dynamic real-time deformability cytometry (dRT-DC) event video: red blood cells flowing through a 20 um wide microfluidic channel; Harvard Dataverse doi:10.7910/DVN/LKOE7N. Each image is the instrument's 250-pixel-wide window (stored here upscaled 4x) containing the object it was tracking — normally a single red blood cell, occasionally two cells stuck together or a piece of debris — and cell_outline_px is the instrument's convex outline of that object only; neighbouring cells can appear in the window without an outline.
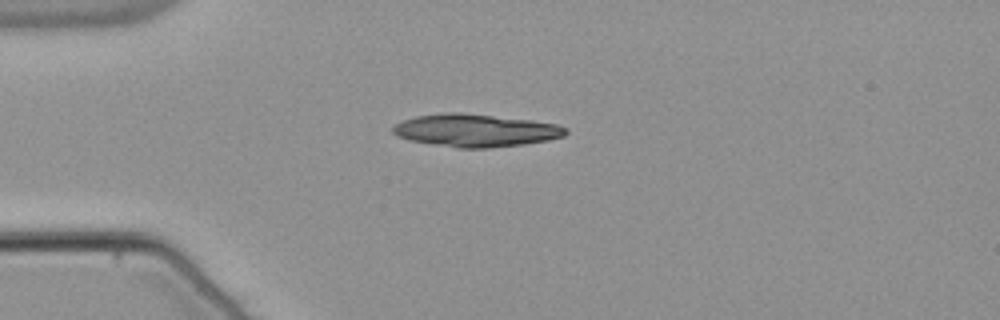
{"species": "common noctule bat (a hibernating species)", "species_latin": "Nyctalus noctula", "temperature_condition": "warm", "stored_images_in_passage": 6, "camera_frame_rate_fps": 3000, "um_per_image_px": 0.085, "animal": {"sex": "male", "body_mass_g": 21.5, "forearm_length_mm": 52.0}, "frame": {"image": 1, "passage_image": 1, "time_ms": 0.0, "image_size_px": [1000, 320], "cell_outline_px": [[568, 132], [564, 136], [548, 140], [524, 144], [488, 148], [460, 148], [408, 140], [396, 136], [392, 132], [392, 128], [396, 124], [404, 120], [416, 116], [444, 112], [460, 112], [532, 120], [556, 124], [568, 128]], "centroid_in_image_um": [40.43, 11.08], "position_along_channel_um": 44.6, "area_um2": 32.95}}